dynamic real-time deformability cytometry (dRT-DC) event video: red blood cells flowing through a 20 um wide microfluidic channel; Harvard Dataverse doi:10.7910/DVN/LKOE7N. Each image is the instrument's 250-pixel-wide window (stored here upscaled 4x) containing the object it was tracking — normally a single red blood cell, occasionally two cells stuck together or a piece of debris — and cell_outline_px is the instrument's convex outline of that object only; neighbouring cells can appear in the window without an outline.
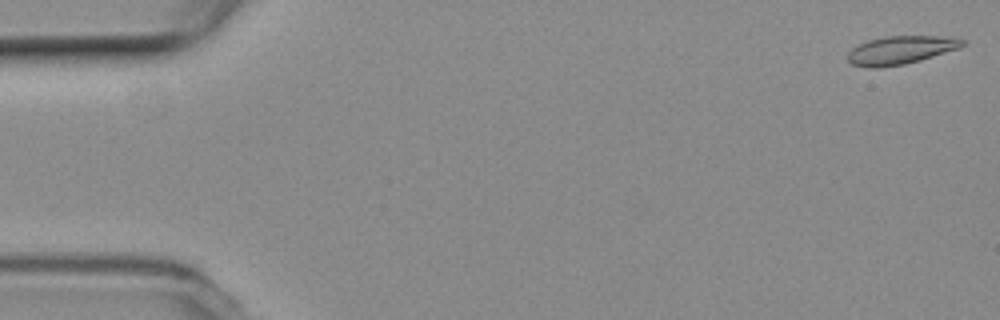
{"species": "common noctule bat (a hibernating species)", "species_latin": "Nyctalus noctula", "temperature_condition": "room temperature", "stored_images_in_passage": 9, "camera_frame_rate_fps": 3000, "um_per_image_px": 0.085, "animal": {"sex": "female", "body_mass_g": 19.3, "forearm_length_mm": 54.1}, "frame": {"image": 1, "passage_image": 1, "time_ms": 0.0, "image_size_px": [1000, 320], "cell_outline_px": [[964, 44], [960, 48], [920, 60], [904, 64], [876, 68], [872, 68], [852, 64], [848, 60], [848, 52], [852, 48], [868, 40], [884, 36], [936, 36], [964, 40]], "centroid_in_image_um": [76.52, 4.26], "position_along_channel_um": 8.5, "area_um2": 18.61}}